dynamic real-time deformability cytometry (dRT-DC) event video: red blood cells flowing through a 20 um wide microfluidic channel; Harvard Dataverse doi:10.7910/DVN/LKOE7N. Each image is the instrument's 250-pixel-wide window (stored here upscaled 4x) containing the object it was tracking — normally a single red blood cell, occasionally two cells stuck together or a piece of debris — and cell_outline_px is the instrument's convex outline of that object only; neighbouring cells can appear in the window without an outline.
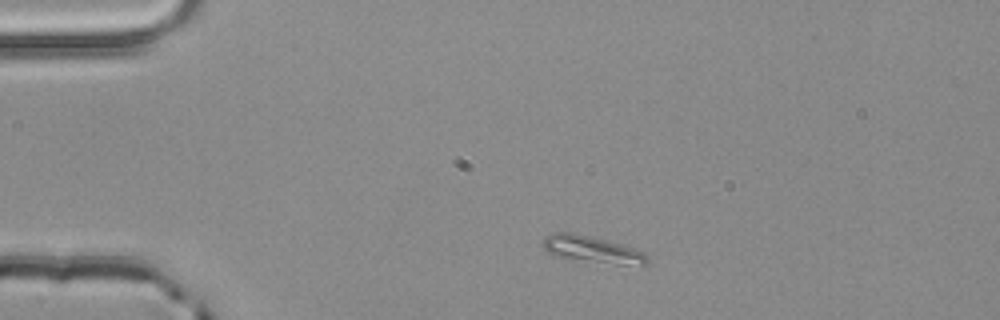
{"species": "common noctule bat (a hibernating species)", "species_latin": "Nyctalus noctula", "temperature_condition": "room temperature", "stored_images_in_passage": 2, "camera_frame_rate_fps": 3000, "um_per_image_px": 0.085, "animal": {"sex": "male", "body_mass_g": 20.4}, "frame": {"image": 1, "passage_image": 1, "time_ms": 0.0, "image_size_px": [1000, 320], "cell_outline_px": [[648, 260], [644, 264], [616, 264], [552, 256], [544, 248], [544, 236], [552, 232], [576, 232], [624, 244], [644, 252], [648, 256]], "centroid_in_image_um": [50.3, 21.16], "position_along_channel_um": 34.7, "area_um2": 16.3}}